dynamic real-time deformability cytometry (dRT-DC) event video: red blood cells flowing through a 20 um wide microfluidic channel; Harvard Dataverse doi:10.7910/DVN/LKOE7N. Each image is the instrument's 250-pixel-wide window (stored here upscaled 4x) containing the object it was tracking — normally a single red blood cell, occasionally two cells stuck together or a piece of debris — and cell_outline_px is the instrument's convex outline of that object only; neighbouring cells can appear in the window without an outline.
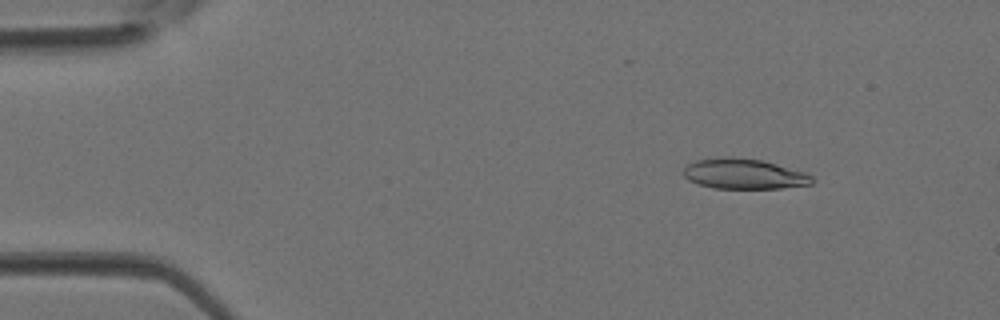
{"species": "Egyptian fruit bat (a non-hibernating species)", "species_latin": "Rousettus aegyptiacus", "temperature_condition": "room temperature", "stored_images_in_passage": 4, "camera_frame_rate_fps": 3000, "um_per_image_px": 0.085, "animal": {"sex": "female"}, "frame": {"image": 1, "passage_image": 1, "time_ms": 0.0, "image_size_px": [1000, 320], "cell_outline_px": [[816, 180], [812, 184], [780, 188], [712, 188], [688, 180], [684, 176], [684, 168], [688, 164], [696, 160], [732, 156], [764, 160], [804, 172], [812, 176]], "centroid_in_image_um": [63.26, 14.77], "position_along_channel_um": 21.7, "area_um2": 22.72}}
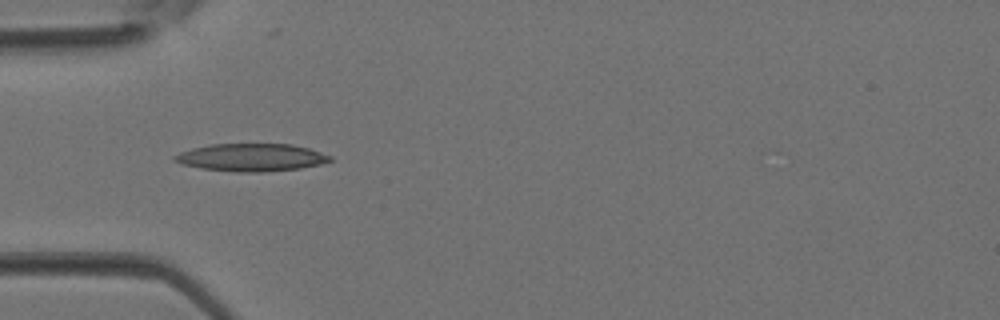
{"frame": {"image": 2, "passage_image": 3, "time_ms": 0.667, "image_size_px": [1000, 320], "cell_outline_px": [[332, 160], [320, 164], [300, 168], [260, 172], [236, 172], [200, 168], [184, 164], [172, 160], [172, 156], [180, 152], [192, 148], [212, 144], [292, 144], [308, 148], [332, 156]], "centroid_in_image_um": [21.34, 13.38], "position_along_channel_um": 63.7, "area_um2": 24.97}}
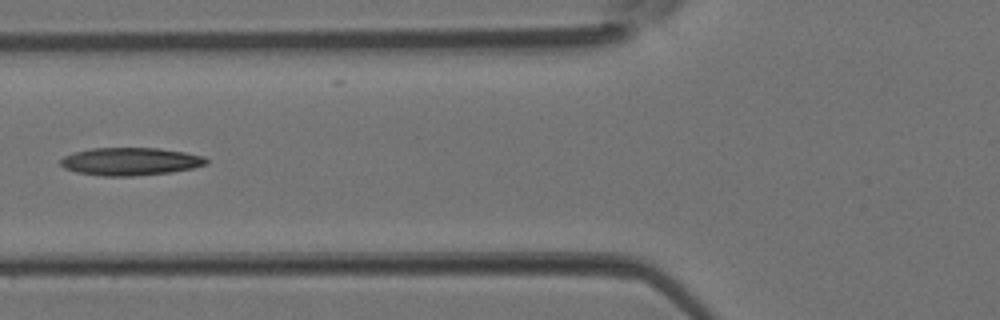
{"frame": {"image": 3, "passage_image": 4, "time_ms": 1.0, "image_size_px": [1000, 320], "cell_outline_px": [[208, 164], [192, 168], [172, 172], [132, 176], [104, 176], [76, 172], [64, 168], [60, 164], [60, 160], [64, 156], [72, 152], [92, 148], [160, 148], [184, 152], [204, 156], [208, 160]], "centroid_in_image_um": [11.07, 13.72], "position_along_channel_um": 114.7, "area_um2": 23.7}}